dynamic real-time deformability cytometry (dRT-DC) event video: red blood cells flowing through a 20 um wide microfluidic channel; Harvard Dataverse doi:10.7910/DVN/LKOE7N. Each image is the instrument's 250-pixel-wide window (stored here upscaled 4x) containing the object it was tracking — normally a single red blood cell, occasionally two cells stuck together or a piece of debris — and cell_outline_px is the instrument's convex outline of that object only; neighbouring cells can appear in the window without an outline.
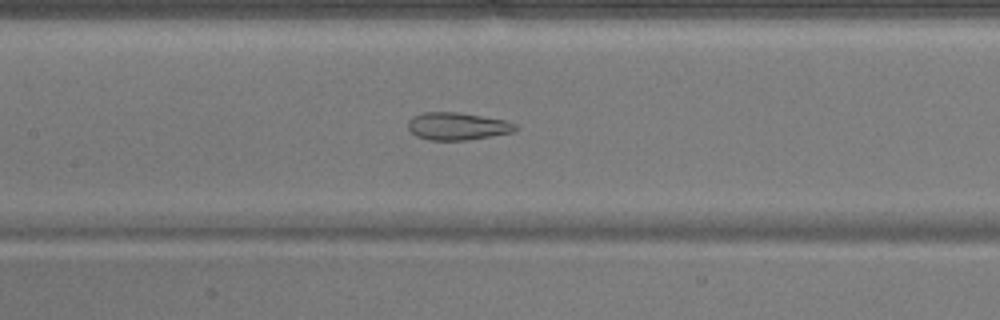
{"species": "common noctule bat (a hibernating species)", "species_latin": "Nyctalus noctula", "temperature_condition": "warm", "stored_images_in_passage": 52, "camera_frame_rate_fps": 3000, "um_per_image_px": 0.085, "animal": {"sex": "male", "body_mass_g": 17.9}, "frame": {"image": 1, "passage_image": 24, "time_ms": 7.667, "image_size_px": [1000, 320], "cell_outline_px": [[520, 128], [512, 132], [464, 140], [428, 140], [416, 136], [408, 128], [408, 120], [412, 116], [424, 112], [456, 112], [508, 120], [516, 124]], "centroid_in_image_um": [38.87, 10.72], "position_along_channel_um": 168.5, "area_um2": 17.22}}
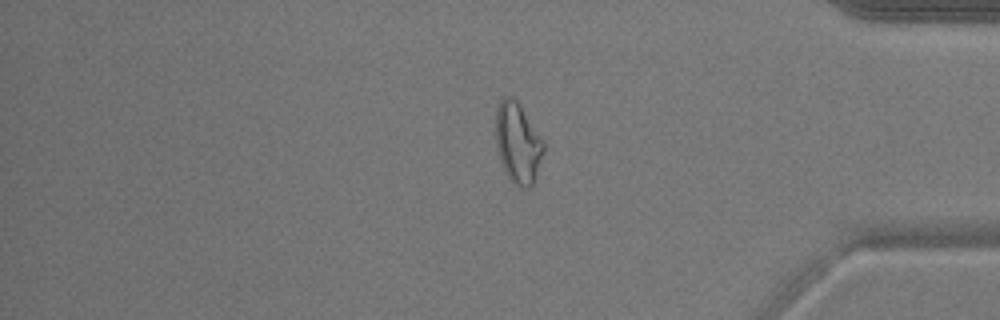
{"frame": {"image": 2, "passage_image": 43, "time_ms": 14.0, "image_size_px": [1000, 320], "cell_outline_px": [[544, 152], [536, 180], [532, 188], [520, 188], [508, 176], [504, 168], [496, 148], [496, 108], [500, 100], [504, 96], [512, 96], [520, 104], [544, 140]], "centroid_in_image_um": [44.04, 12.15], "position_along_channel_um": 391.2, "area_um2": 22.77}}
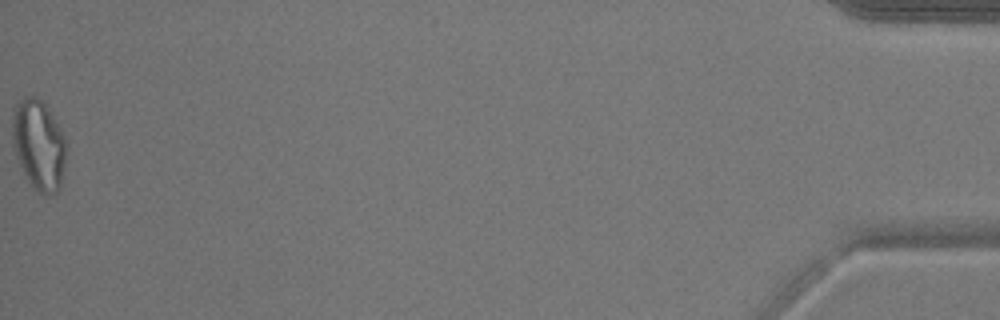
{"frame": {"image": 3, "passage_image": 52, "time_ms": 17.0, "image_size_px": [1000, 320], "cell_outline_px": [[64, 164], [60, 188], [56, 192], [48, 196], [44, 196], [28, 180], [16, 156], [12, 144], [12, 116], [16, 104], [24, 96], [36, 96], [44, 104], [60, 128], [64, 136]], "centroid_in_image_um": [3.26, 12.3], "position_along_channel_um": 431.9, "area_um2": 27.8}, "authors_computed_cell_mechanics": {"area_um2": 22.5709, "velocity_mm_per_s": 3.9062, "shape_relaxation_time_tau1_ms": null, "shape_relaxation_time_tau2_ms": 1.4358, "deformation_change_tau1": null, "deformation_change_tau2": 0.1057}}